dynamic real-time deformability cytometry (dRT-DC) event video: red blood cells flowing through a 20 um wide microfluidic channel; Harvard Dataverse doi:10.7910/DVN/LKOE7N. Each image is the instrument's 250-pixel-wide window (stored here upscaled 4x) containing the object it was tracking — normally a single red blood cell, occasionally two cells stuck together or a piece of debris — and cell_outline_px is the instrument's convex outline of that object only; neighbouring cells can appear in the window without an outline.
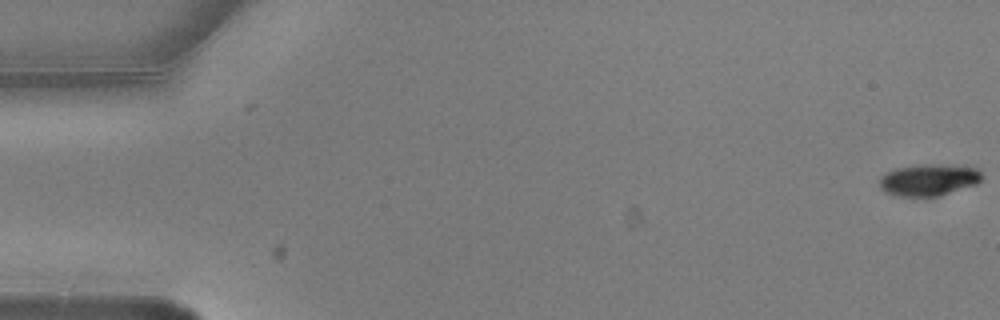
{"species": "common noctule bat (a hibernating species)", "species_latin": "Nyctalus noctula", "temperature_condition": "warm", "stored_images_in_passage": 2, "camera_frame_rate_fps": 3000, "um_per_image_px": 0.085, "animal": {"sex": "male", "body_mass_g": 20.5, "forearm_length_mm": 52.5}, "frame": {"image": 1, "passage_image": 2, "time_ms": 0.333, "image_size_px": [1000, 320], "cell_outline_px": [[984, 176], [976, 184], [940, 196], [896, 196], [884, 192], [880, 188], [880, 176], [896, 168], [924, 164], [940, 164], [976, 168]], "centroid_in_image_um": [78.93, 15.3], "position_along_channel_um": 6.1, "area_um2": 18.9}}